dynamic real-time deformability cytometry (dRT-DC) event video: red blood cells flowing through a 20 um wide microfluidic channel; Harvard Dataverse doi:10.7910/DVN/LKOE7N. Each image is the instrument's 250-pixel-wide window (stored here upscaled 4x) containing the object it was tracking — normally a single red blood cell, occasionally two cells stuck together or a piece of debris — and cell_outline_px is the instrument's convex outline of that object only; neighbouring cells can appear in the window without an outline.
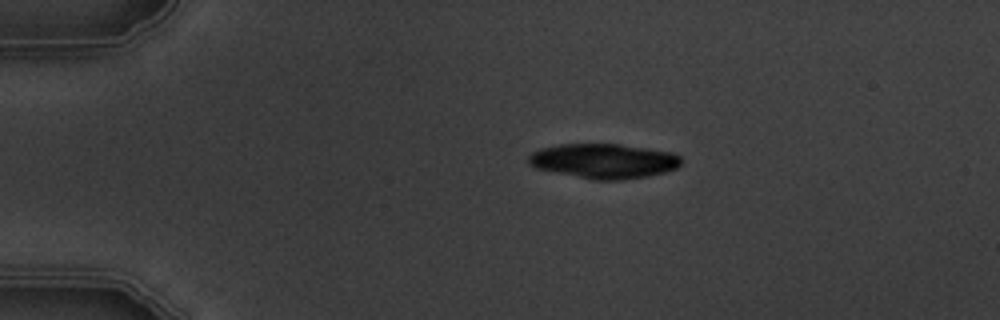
{"species": "common noctule bat (a hibernating species)", "species_latin": "Nyctalus noctula", "temperature_condition": "warm", "stored_images_in_passage": 5, "camera_frame_rate_fps": 3000, "um_per_image_px": 0.085, "animal": {"sex": "male", "body_mass_g": 19.5, "forearm_length_mm": 54.6}, "frame": {"image": 1, "passage_image": 1, "time_ms": 0.0, "image_size_px": [1000, 320], "cell_outline_px": [[680, 164], [676, 168], [664, 172], [648, 176], [620, 180], [592, 180], [536, 168], [528, 164], [528, 156], [532, 152], [540, 148], [560, 144], [620, 144], [648, 148], [672, 152], [680, 156]], "centroid_in_image_um": [51.3, 13.68], "position_along_channel_um": 33.7, "area_um2": 30.98}}
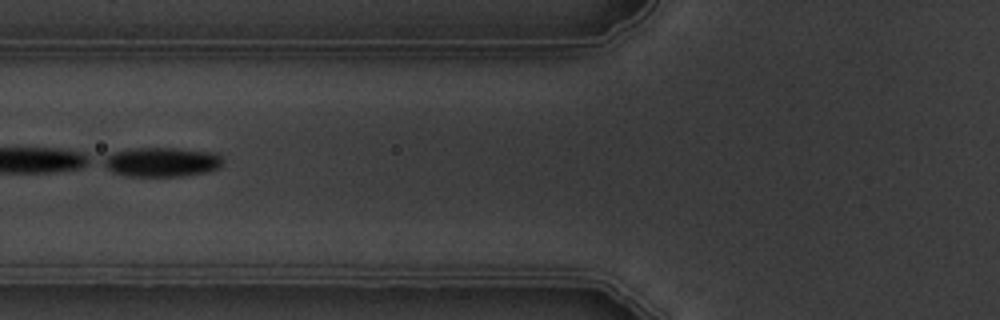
{"frame": {"image": 2, "passage_image": 4, "time_ms": 3.667, "image_size_px": [1000, 320], "cell_outline_px": [[224, 160], [216, 168], [204, 172], [184, 176], [124, 176], [112, 172], [100, 164], [100, 160], [116, 152], [136, 148], [180, 148], [216, 152]], "centroid_in_image_um": [13.71, 13.77], "position_along_channel_um": 112.1, "area_um2": 20.52}}